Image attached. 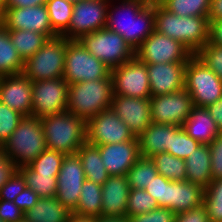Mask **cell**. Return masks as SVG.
<instances>
[{
    "instance_id": "6da1fadb",
    "label": "cell",
    "mask_w": 222,
    "mask_h": 222,
    "mask_svg": "<svg viewBox=\"0 0 222 222\" xmlns=\"http://www.w3.org/2000/svg\"><path fill=\"white\" fill-rule=\"evenodd\" d=\"M117 1L118 6L109 1L105 28L121 35L135 51L155 31V5L144 0Z\"/></svg>"
},
{
    "instance_id": "7a4b0ae2",
    "label": "cell",
    "mask_w": 222,
    "mask_h": 222,
    "mask_svg": "<svg viewBox=\"0 0 222 222\" xmlns=\"http://www.w3.org/2000/svg\"><path fill=\"white\" fill-rule=\"evenodd\" d=\"M155 31L180 41L193 55L209 42L207 17H180L155 5Z\"/></svg>"
},
{
    "instance_id": "3957f363",
    "label": "cell",
    "mask_w": 222,
    "mask_h": 222,
    "mask_svg": "<svg viewBox=\"0 0 222 222\" xmlns=\"http://www.w3.org/2000/svg\"><path fill=\"white\" fill-rule=\"evenodd\" d=\"M48 150L75 154L87 142L86 122L70 111L41 117Z\"/></svg>"
},
{
    "instance_id": "277c9868",
    "label": "cell",
    "mask_w": 222,
    "mask_h": 222,
    "mask_svg": "<svg viewBox=\"0 0 222 222\" xmlns=\"http://www.w3.org/2000/svg\"><path fill=\"white\" fill-rule=\"evenodd\" d=\"M113 95L111 74L103 79L70 84L67 111L87 123L92 117L111 107Z\"/></svg>"
},
{
    "instance_id": "5b68a950",
    "label": "cell",
    "mask_w": 222,
    "mask_h": 222,
    "mask_svg": "<svg viewBox=\"0 0 222 222\" xmlns=\"http://www.w3.org/2000/svg\"><path fill=\"white\" fill-rule=\"evenodd\" d=\"M0 149L18 168L29 165L47 149L41 118L24 116Z\"/></svg>"
},
{
    "instance_id": "8992f818",
    "label": "cell",
    "mask_w": 222,
    "mask_h": 222,
    "mask_svg": "<svg viewBox=\"0 0 222 222\" xmlns=\"http://www.w3.org/2000/svg\"><path fill=\"white\" fill-rule=\"evenodd\" d=\"M70 40L63 36L48 41L24 61L23 74L32 82L61 78L64 72L66 44Z\"/></svg>"
},
{
    "instance_id": "52a82bcc",
    "label": "cell",
    "mask_w": 222,
    "mask_h": 222,
    "mask_svg": "<svg viewBox=\"0 0 222 222\" xmlns=\"http://www.w3.org/2000/svg\"><path fill=\"white\" fill-rule=\"evenodd\" d=\"M184 89L196 107L206 108L222 98V80L196 54L188 59Z\"/></svg>"
},
{
    "instance_id": "ba28073f",
    "label": "cell",
    "mask_w": 222,
    "mask_h": 222,
    "mask_svg": "<svg viewBox=\"0 0 222 222\" xmlns=\"http://www.w3.org/2000/svg\"><path fill=\"white\" fill-rule=\"evenodd\" d=\"M78 41L110 69L129 62L135 56V51L123 37L107 28L83 35Z\"/></svg>"
},
{
    "instance_id": "9c48e42d",
    "label": "cell",
    "mask_w": 222,
    "mask_h": 222,
    "mask_svg": "<svg viewBox=\"0 0 222 222\" xmlns=\"http://www.w3.org/2000/svg\"><path fill=\"white\" fill-rule=\"evenodd\" d=\"M111 69L92 55L78 40L66 44L63 78L68 84L107 78Z\"/></svg>"
},
{
    "instance_id": "30bf717a",
    "label": "cell",
    "mask_w": 222,
    "mask_h": 222,
    "mask_svg": "<svg viewBox=\"0 0 222 222\" xmlns=\"http://www.w3.org/2000/svg\"><path fill=\"white\" fill-rule=\"evenodd\" d=\"M110 0H82L74 3L68 29L61 35L79 40L83 35L104 29Z\"/></svg>"
},
{
    "instance_id": "8fae6325",
    "label": "cell",
    "mask_w": 222,
    "mask_h": 222,
    "mask_svg": "<svg viewBox=\"0 0 222 222\" xmlns=\"http://www.w3.org/2000/svg\"><path fill=\"white\" fill-rule=\"evenodd\" d=\"M193 54L178 40L157 31L152 32L135 50L145 64L188 62Z\"/></svg>"
},
{
    "instance_id": "7c38bea8",
    "label": "cell",
    "mask_w": 222,
    "mask_h": 222,
    "mask_svg": "<svg viewBox=\"0 0 222 222\" xmlns=\"http://www.w3.org/2000/svg\"><path fill=\"white\" fill-rule=\"evenodd\" d=\"M68 89L63 77L33 81L31 116L41 118L67 111Z\"/></svg>"
},
{
    "instance_id": "4fadbf2b",
    "label": "cell",
    "mask_w": 222,
    "mask_h": 222,
    "mask_svg": "<svg viewBox=\"0 0 222 222\" xmlns=\"http://www.w3.org/2000/svg\"><path fill=\"white\" fill-rule=\"evenodd\" d=\"M113 93L134 98H150L147 65L134 56L129 62L111 69Z\"/></svg>"
},
{
    "instance_id": "5bb4252c",
    "label": "cell",
    "mask_w": 222,
    "mask_h": 222,
    "mask_svg": "<svg viewBox=\"0 0 222 222\" xmlns=\"http://www.w3.org/2000/svg\"><path fill=\"white\" fill-rule=\"evenodd\" d=\"M87 143L93 146L121 143L135 136L110 108L101 111L86 123Z\"/></svg>"
},
{
    "instance_id": "9a60e30c",
    "label": "cell",
    "mask_w": 222,
    "mask_h": 222,
    "mask_svg": "<svg viewBox=\"0 0 222 222\" xmlns=\"http://www.w3.org/2000/svg\"><path fill=\"white\" fill-rule=\"evenodd\" d=\"M152 123L182 126L194 107L191 95L182 89L175 93L151 96Z\"/></svg>"
},
{
    "instance_id": "2e32d148",
    "label": "cell",
    "mask_w": 222,
    "mask_h": 222,
    "mask_svg": "<svg viewBox=\"0 0 222 222\" xmlns=\"http://www.w3.org/2000/svg\"><path fill=\"white\" fill-rule=\"evenodd\" d=\"M1 23L8 30H30L46 35L49 39L59 36L51 27L45 5L4 8Z\"/></svg>"
},
{
    "instance_id": "e0dca14e",
    "label": "cell",
    "mask_w": 222,
    "mask_h": 222,
    "mask_svg": "<svg viewBox=\"0 0 222 222\" xmlns=\"http://www.w3.org/2000/svg\"><path fill=\"white\" fill-rule=\"evenodd\" d=\"M85 180V173L78 154L65 155L57 177L56 198L70 212H73L77 207L82 184Z\"/></svg>"
},
{
    "instance_id": "ac0fdd59",
    "label": "cell",
    "mask_w": 222,
    "mask_h": 222,
    "mask_svg": "<svg viewBox=\"0 0 222 222\" xmlns=\"http://www.w3.org/2000/svg\"><path fill=\"white\" fill-rule=\"evenodd\" d=\"M111 109L138 137L152 123L150 98L113 95Z\"/></svg>"
},
{
    "instance_id": "d6986e66",
    "label": "cell",
    "mask_w": 222,
    "mask_h": 222,
    "mask_svg": "<svg viewBox=\"0 0 222 222\" xmlns=\"http://www.w3.org/2000/svg\"><path fill=\"white\" fill-rule=\"evenodd\" d=\"M146 65L151 96L175 93L184 89L187 62Z\"/></svg>"
},
{
    "instance_id": "ffe728a7",
    "label": "cell",
    "mask_w": 222,
    "mask_h": 222,
    "mask_svg": "<svg viewBox=\"0 0 222 222\" xmlns=\"http://www.w3.org/2000/svg\"><path fill=\"white\" fill-rule=\"evenodd\" d=\"M0 102L23 116H31L32 81L23 73L0 77Z\"/></svg>"
},
{
    "instance_id": "44dd1931",
    "label": "cell",
    "mask_w": 222,
    "mask_h": 222,
    "mask_svg": "<svg viewBox=\"0 0 222 222\" xmlns=\"http://www.w3.org/2000/svg\"><path fill=\"white\" fill-rule=\"evenodd\" d=\"M101 154L102 163L110 176L125 175L141 157L138 139L96 146Z\"/></svg>"
},
{
    "instance_id": "7402d4cb",
    "label": "cell",
    "mask_w": 222,
    "mask_h": 222,
    "mask_svg": "<svg viewBox=\"0 0 222 222\" xmlns=\"http://www.w3.org/2000/svg\"><path fill=\"white\" fill-rule=\"evenodd\" d=\"M130 190L125 175L109 176L102 185L101 217H126Z\"/></svg>"
},
{
    "instance_id": "603a6c76",
    "label": "cell",
    "mask_w": 222,
    "mask_h": 222,
    "mask_svg": "<svg viewBox=\"0 0 222 222\" xmlns=\"http://www.w3.org/2000/svg\"><path fill=\"white\" fill-rule=\"evenodd\" d=\"M204 188L189 181L169 180L168 208L175 214L203 204Z\"/></svg>"
},
{
    "instance_id": "cb8c5ba5",
    "label": "cell",
    "mask_w": 222,
    "mask_h": 222,
    "mask_svg": "<svg viewBox=\"0 0 222 222\" xmlns=\"http://www.w3.org/2000/svg\"><path fill=\"white\" fill-rule=\"evenodd\" d=\"M177 125L151 123L138 137L140 155L150 158L162 152L170 153L171 133Z\"/></svg>"
},
{
    "instance_id": "d4e9b609",
    "label": "cell",
    "mask_w": 222,
    "mask_h": 222,
    "mask_svg": "<svg viewBox=\"0 0 222 222\" xmlns=\"http://www.w3.org/2000/svg\"><path fill=\"white\" fill-rule=\"evenodd\" d=\"M182 128L194 140L206 145L220 134L215 121L204 107L194 106Z\"/></svg>"
},
{
    "instance_id": "484cf974",
    "label": "cell",
    "mask_w": 222,
    "mask_h": 222,
    "mask_svg": "<svg viewBox=\"0 0 222 222\" xmlns=\"http://www.w3.org/2000/svg\"><path fill=\"white\" fill-rule=\"evenodd\" d=\"M209 145L201 144L185 158L186 180L206 188L212 181Z\"/></svg>"
},
{
    "instance_id": "4316f807",
    "label": "cell",
    "mask_w": 222,
    "mask_h": 222,
    "mask_svg": "<svg viewBox=\"0 0 222 222\" xmlns=\"http://www.w3.org/2000/svg\"><path fill=\"white\" fill-rule=\"evenodd\" d=\"M71 212L56 198H39L37 203L24 213L26 222H67Z\"/></svg>"
},
{
    "instance_id": "83f0119b",
    "label": "cell",
    "mask_w": 222,
    "mask_h": 222,
    "mask_svg": "<svg viewBox=\"0 0 222 222\" xmlns=\"http://www.w3.org/2000/svg\"><path fill=\"white\" fill-rule=\"evenodd\" d=\"M76 153L81 159L86 179L102 186L110 175L102 163L99 149L86 142Z\"/></svg>"
},
{
    "instance_id": "f1b7e54d",
    "label": "cell",
    "mask_w": 222,
    "mask_h": 222,
    "mask_svg": "<svg viewBox=\"0 0 222 222\" xmlns=\"http://www.w3.org/2000/svg\"><path fill=\"white\" fill-rule=\"evenodd\" d=\"M24 60L13 46L9 30L0 23V77L21 74Z\"/></svg>"
},
{
    "instance_id": "f546056e",
    "label": "cell",
    "mask_w": 222,
    "mask_h": 222,
    "mask_svg": "<svg viewBox=\"0 0 222 222\" xmlns=\"http://www.w3.org/2000/svg\"><path fill=\"white\" fill-rule=\"evenodd\" d=\"M101 204L102 186L86 179L82 184L78 204L73 213L99 218L102 213Z\"/></svg>"
},
{
    "instance_id": "4dcf8cb0",
    "label": "cell",
    "mask_w": 222,
    "mask_h": 222,
    "mask_svg": "<svg viewBox=\"0 0 222 222\" xmlns=\"http://www.w3.org/2000/svg\"><path fill=\"white\" fill-rule=\"evenodd\" d=\"M28 188L37 193L39 198L56 197L58 175L35 173L28 165L18 168Z\"/></svg>"
},
{
    "instance_id": "1f68e13d",
    "label": "cell",
    "mask_w": 222,
    "mask_h": 222,
    "mask_svg": "<svg viewBox=\"0 0 222 222\" xmlns=\"http://www.w3.org/2000/svg\"><path fill=\"white\" fill-rule=\"evenodd\" d=\"M9 37L24 61L33 56L49 39L44 34L30 30H9Z\"/></svg>"
},
{
    "instance_id": "d6a6232c",
    "label": "cell",
    "mask_w": 222,
    "mask_h": 222,
    "mask_svg": "<svg viewBox=\"0 0 222 222\" xmlns=\"http://www.w3.org/2000/svg\"><path fill=\"white\" fill-rule=\"evenodd\" d=\"M158 174L171 181H186L185 159L177 158L168 152L158 153L150 157Z\"/></svg>"
},
{
    "instance_id": "836d02e7",
    "label": "cell",
    "mask_w": 222,
    "mask_h": 222,
    "mask_svg": "<svg viewBox=\"0 0 222 222\" xmlns=\"http://www.w3.org/2000/svg\"><path fill=\"white\" fill-rule=\"evenodd\" d=\"M45 6L52 29L61 36L69 27L74 3L67 0H47Z\"/></svg>"
},
{
    "instance_id": "e575fe53",
    "label": "cell",
    "mask_w": 222,
    "mask_h": 222,
    "mask_svg": "<svg viewBox=\"0 0 222 222\" xmlns=\"http://www.w3.org/2000/svg\"><path fill=\"white\" fill-rule=\"evenodd\" d=\"M158 174L153 161L147 157H140L128 170L126 177L130 188L145 189Z\"/></svg>"
},
{
    "instance_id": "d590c367",
    "label": "cell",
    "mask_w": 222,
    "mask_h": 222,
    "mask_svg": "<svg viewBox=\"0 0 222 222\" xmlns=\"http://www.w3.org/2000/svg\"><path fill=\"white\" fill-rule=\"evenodd\" d=\"M211 0H165L161 5L177 16L208 17Z\"/></svg>"
},
{
    "instance_id": "8d00e7d4",
    "label": "cell",
    "mask_w": 222,
    "mask_h": 222,
    "mask_svg": "<svg viewBox=\"0 0 222 222\" xmlns=\"http://www.w3.org/2000/svg\"><path fill=\"white\" fill-rule=\"evenodd\" d=\"M203 204L210 222H222V178L213 180L204 189Z\"/></svg>"
},
{
    "instance_id": "74e56055",
    "label": "cell",
    "mask_w": 222,
    "mask_h": 222,
    "mask_svg": "<svg viewBox=\"0 0 222 222\" xmlns=\"http://www.w3.org/2000/svg\"><path fill=\"white\" fill-rule=\"evenodd\" d=\"M64 156V153L46 149L40 153L28 166L34 170L35 173L58 175Z\"/></svg>"
},
{
    "instance_id": "f35d334b",
    "label": "cell",
    "mask_w": 222,
    "mask_h": 222,
    "mask_svg": "<svg viewBox=\"0 0 222 222\" xmlns=\"http://www.w3.org/2000/svg\"><path fill=\"white\" fill-rule=\"evenodd\" d=\"M159 208L157 201L144 189L131 188L127 201L126 217L150 212Z\"/></svg>"
},
{
    "instance_id": "ab89813d",
    "label": "cell",
    "mask_w": 222,
    "mask_h": 222,
    "mask_svg": "<svg viewBox=\"0 0 222 222\" xmlns=\"http://www.w3.org/2000/svg\"><path fill=\"white\" fill-rule=\"evenodd\" d=\"M200 145L185 132L182 126H178L171 133L170 154L177 158H187Z\"/></svg>"
},
{
    "instance_id": "60d3db41",
    "label": "cell",
    "mask_w": 222,
    "mask_h": 222,
    "mask_svg": "<svg viewBox=\"0 0 222 222\" xmlns=\"http://www.w3.org/2000/svg\"><path fill=\"white\" fill-rule=\"evenodd\" d=\"M24 116L0 102V148L10 138Z\"/></svg>"
},
{
    "instance_id": "b9f144b4",
    "label": "cell",
    "mask_w": 222,
    "mask_h": 222,
    "mask_svg": "<svg viewBox=\"0 0 222 222\" xmlns=\"http://www.w3.org/2000/svg\"><path fill=\"white\" fill-rule=\"evenodd\" d=\"M196 55L222 80V46L206 44Z\"/></svg>"
},
{
    "instance_id": "7bdbcfd3",
    "label": "cell",
    "mask_w": 222,
    "mask_h": 222,
    "mask_svg": "<svg viewBox=\"0 0 222 222\" xmlns=\"http://www.w3.org/2000/svg\"><path fill=\"white\" fill-rule=\"evenodd\" d=\"M144 190L157 201L159 207L168 208L169 179L157 174Z\"/></svg>"
},
{
    "instance_id": "ee69618b",
    "label": "cell",
    "mask_w": 222,
    "mask_h": 222,
    "mask_svg": "<svg viewBox=\"0 0 222 222\" xmlns=\"http://www.w3.org/2000/svg\"><path fill=\"white\" fill-rule=\"evenodd\" d=\"M26 187L27 186L22 174L17 170L0 188V199L14 201L15 197L18 196Z\"/></svg>"
},
{
    "instance_id": "f6af8a7d",
    "label": "cell",
    "mask_w": 222,
    "mask_h": 222,
    "mask_svg": "<svg viewBox=\"0 0 222 222\" xmlns=\"http://www.w3.org/2000/svg\"><path fill=\"white\" fill-rule=\"evenodd\" d=\"M175 212L169 208L159 207L150 212L131 216L130 222H174Z\"/></svg>"
},
{
    "instance_id": "bcb514c9",
    "label": "cell",
    "mask_w": 222,
    "mask_h": 222,
    "mask_svg": "<svg viewBox=\"0 0 222 222\" xmlns=\"http://www.w3.org/2000/svg\"><path fill=\"white\" fill-rule=\"evenodd\" d=\"M212 179L222 178V133L209 144Z\"/></svg>"
},
{
    "instance_id": "7dc6e473",
    "label": "cell",
    "mask_w": 222,
    "mask_h": 222,
    "mask_svg": "<svg viewBox=\"0 0 222 222\" xmlns=\"http://www.w3.org/2000/svg\"><path fill=\"white\" fill-rule=\"evenodd\" d=\"M0 218L4 222H20L24 220V212L13 201L0 199Z\"/></svg>"
},
{
    "instance_id": "c3c4849f",
    "label": "cell",
    "mask_w": 222,
    "mask_h": 222,
    "mask_svg": "<svg viewBox=\"0 0 222 222\" xmlns=\"http://www.w3.org/2000/svg\"><path fill=\"white\" fill-rule=\"evenodd\" d=\"M174 222H210L204 204L175 215Z\"/></svg>"
},
{
    "instance_id": "681fc988",
    "label": "cell",
    "mask_w": 222,
    "mask_h": 222,
    "mask_svg": "<svg viewBox=\"0 0 222 222\" xmlns=\"http://www.w3.org/2000/svg\"><path fill=\"white\" fill-rule=\"evenodd\" d=\"M39 199L36 192L26 187L18 196L15 197L14 203L25 213L31 209Z\"/></svg>"
},
{
    "instance_id": "f907efd6",
    "label": "cell",
    "mask_w": 222,
    "mask_h": 222,
    "mask_svg": "<svg viewBox=\"0 0 222 222\" xmlns=\"http://www.w3.org/2000/svg\"><path fill=\"white\" fill-rule=\"evenodd\" d=\"M18 170L16 164L11 161L0 149V188Z\"/></svg>"
},
{
    "instance_id": "816d5d0a",
    "label": "cell",
    "mask_w": 222,
    "mask_h": 222,
    "mask_svg": "<svg viewBox=\"0 0 222 222\" xmlns=\"http://www.w3.org/2000/svg\"><path fill=\"white\" fill-rule=\"evenodd\" d=\"M222 46V19L209 23V42Z\"/></svg>"
},
{
    "instance_id": "f5cc1de1",
    "label": "cell",
    "mask_w": 222,
    "mask_h": 222,
    "mask_svg": "<svg viewBox=\"0 0 222 222\" xmlns=\"http://www.w3.org/2000/svg\"><path fill=\"white\" fill-rule=\"evenodd\" d=\"M210 116L215 121L219 133H222V98L206 107Z\"/></svg>"
},
{
    "instance_id": "db71d44e",
    "label": "cell",
    "mask_w": 222,
    "mask_h": 222,
    "mask_svg": "<svg viewBox=\"0 0 222 222\" xmlns=\"http://www.w3.org/2000/svg\"><path fill=\"white\" fill-rule=\"evenodd\" d=\"M208 22L222 19V0H211L208 11Z\"/></svg>"
},
{
    "instance_id": "11a10c76",
    "label": "cell",
    "mask_w": 222,
    "mask_h": 222,
    "mask_svg": "<svg viewBox=\"0 0 222 222\" xmlns=\"http://www.w3.org/2000/svg\"><path fill=\"white\" fill-rule=\"evenodd\" d=\"M47 0H6L4 8L33 7L45 5Z\"/></svg>"
},
{
    "instance_id": "9f6ffc18",
    "label": "cell",
    "mask_w": 222,
    "mask_h": 222,
    "mask_svg": "<svg viewBox=\"0 0 222 222\" xmlns=\"http://www.w3.org/2000/svg\"><path fill=\"white\" fill-rule=\"evenodd\" d=\"M67 222H96V218L78 215L76 213L71 212Z\"/></svg>"
},
{
    "instance_id": "6f0895ef",
    "label": "cell",
    "mask_w": 222,
    "mask_h": 222,
    "mask_svg": "<svg viewBox=\"0 0 222 222\" xmlns=\"http://www.w3.org/2000/svg\"><path fill=\"white\" fill-rule=\"evenodd\" d=\"M96 222H130L128 217H99Z\"/></svg>"
},
{
    "instance_id": "680465c9",
    "label": "cell",
    "mask_w": 222,
    "mask_h": 222,
    "mask_svg": "<svg viewBox=\"0 0 222 222\" xmlns=\"http://www.w3.org/2000/svg\"><path fill=\"white\" fill-rule=\"evenodd\" d=\"M147 4L156 5L161 4L165 0H144Z\"/></svg>"
},
{
    "instance_id": "91938a15",
    "label": "cell",
    "mask_w": 222,
    "mask_h": 222,
    "mask_svg": "<svg viewBox=\"0 0 222 222\" xmlns=\"http://www.w3.org/2000/svg\"><path fill=\"white\" fill-rule=\"evenodd\" d=\"M6 0H0V11H2L5 7Z\"/></svg>"
},
{
    "instance_id": "94428289",
    "label": "cell",
    "mask_w": 222,
    "mask_h": 222,
    "mask_svg": "<svg viewBox=\"0 0 222 222\" xmlns=\"http://www.w3.org/2000/svg\"><path fill=\"white\" fill-rule=\"evenodd\" d=\"M67 1H70V2H72V3H77V2H80V1H82V0H67Z\"/></svg>"
}]
</instances>
